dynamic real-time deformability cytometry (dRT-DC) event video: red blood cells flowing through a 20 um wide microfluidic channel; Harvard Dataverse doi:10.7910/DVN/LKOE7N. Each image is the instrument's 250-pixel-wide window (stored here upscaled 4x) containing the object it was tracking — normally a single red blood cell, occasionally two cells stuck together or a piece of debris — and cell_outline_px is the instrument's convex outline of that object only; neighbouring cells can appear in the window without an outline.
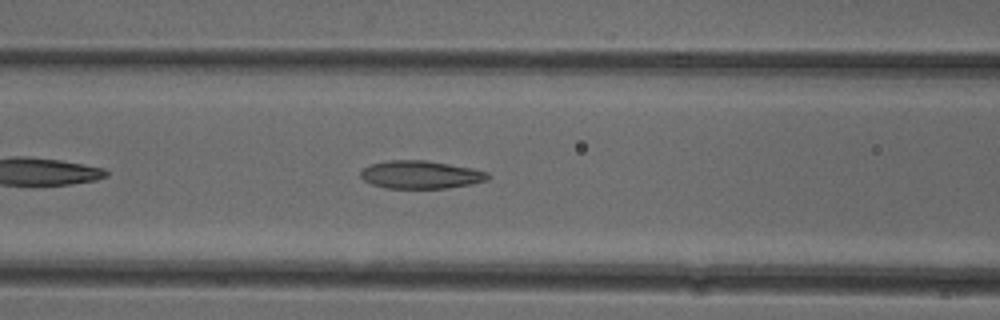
{"species": "common noctule bat (a hibernating species)", "species_latin": "Nyctalus noctula", "temperature_condition": "cold", "stored_images_in_passage": 38, "camera_frame_rate_fps": 3000, "um_per_image_px": 0.085, "animal": {"sex": "female"}, "frame": {"image": 1, "passage_image": 8, "time_ms": 2.333, "image_size_px": [1000, 320], "cell_outline_px": [[492, 176], [488, 180], [472, 184], [448, 188], [384, 188], [372, 184], [364, 180], [360, 176], [360, 172], [364, 168], [372, 164], [388, 160], [424, 160], [472, 168], [488, 172]], "centroid_in_image_um": [35.79, 14.85], "position_along_channel_um": 130.8, "area_um2": 20.75}}
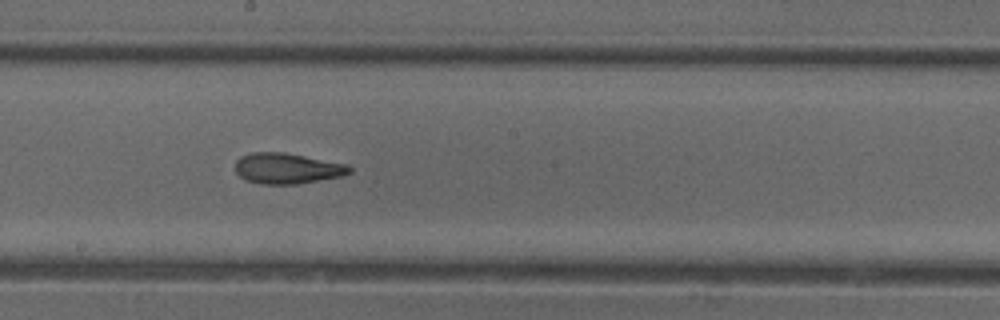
{"frame": {"image": 2, "passage_image": 15, "time_ms": 4.667, "image_size_px": [1000, 320], "cell_outline_px": [[352, 172], [344, 176], [296, 184], [260, 184], [244, 180], [236, 172], [236, 160], [240, 156], [252, 152], [284, 152], [348, 164], [352, 168]], "centroid_in_image_um": [24.42, 14.31], "position_along_channel_um": 223.8, "area_um2": 20.63}}
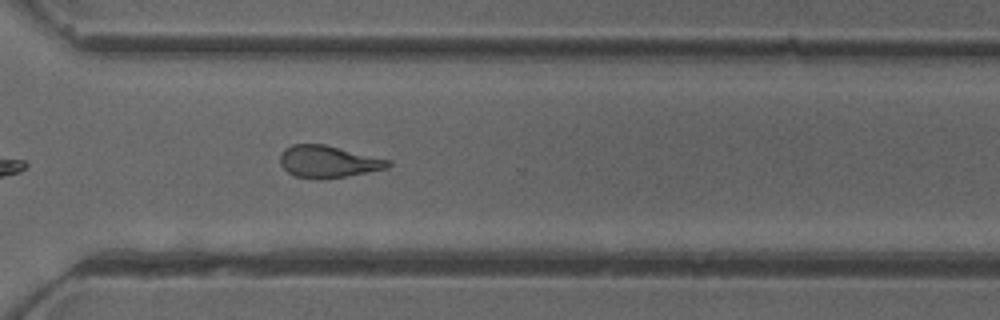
{"frame": {"image": 3, "passage_image": 24, "time_ms": 7.667, "image_size_px": [1000, 320], "cell_outline_px": [[392, 164], [388, 168], [348, 176], [320, 180], [296, 176], [288, 172], [280, 164], [280, 156], [284, 148], [292, 144], [324, 144], [392, 160]], "centroid_in_image_um": [27.91, 13.74], "position_along_channel_um": 342.7, "area_um2": 20.35}, "authors_computed_cell_mechanics": {"area_um2": 20.5768, "velocity_mm_per_s": 3.984, "shape_relaxation_time_tau1_ms": null, "shape_relaxation_time_tau2_ms": 3.3269, "deformation_change_tau1": null, "deformation_change_tau2": 0.1106}}